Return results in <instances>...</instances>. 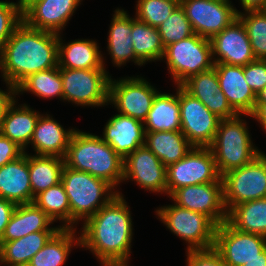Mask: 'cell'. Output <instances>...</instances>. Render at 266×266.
I'll return each instance as SVG.
<instances>
[{"instance_id": "6da1fadb", "label": "cell", "mask_w": 266, "mask_h": 266, "mask_svg": "<svg viewBox=\"0 0 266 266\" xmlns=\"http://www.w3.org/2000/svg\"><path fill=\"white\" fill-rule=\"evenodd\" d=\"M120 191L83 223L81 248L91 251L101 264H128L133 225L130 206Z\"/></svg>"}, {"instance_id": "7a4b0ae2", "label": "cell", "mask_w": 266, "mask_h": 266, "mask_svg": "<svg viewBox=\"0 0 266 266\" xmlns=\"http://www.w3.org/2000/svg\"><path fill=\"white\" fill-rule=\"evenodd\" d=\"M58 36L22 21L0 51L5 84L17 87L29 75L58 66Z\"/></svg>"}, {"instance_id": "3957f363", "label": "cell", "mask_w": 266, "mask_h": 266, "mask_svg": "<svg viewBox=\"0 0 266 266\" xmlns=\"http://www.w3.org/2000/svg\"><path fill=\"white\" fill-rule=\"evenodd\" d=\"M64 162L71 169L105 180L115 189L123 182L124 159L100 136L76 130Z\"/></svg>"}, {"instance_id": "277c9868", "label": "cell", "mask_w": 266, "mask_h": 266, "mask_svg": "<svg viewBox=\"0 0 266 266\" xmlns=\"http://www.w3.org/2000/svg\"><path fill=\"white\" fill-rule=\"evenodd\" d=\"M61 183L69 199L71 228L81 220L84 223L118 194L105 180L66 165L62 170Z\"/></svg>"}, {"instance_id": "5b68a950", "label": "cell", "mask_w": 266, "mask_h": 266, "mask_svg": "<svg viewBox=\"0 0 266 266\" xmlns=\"http://www.w3.org/2000/svg\"><path fill=\"white\" fill-rule=\"evenodd\" d=\"M243 114L220 119L214 140L209 148L215 158L220 176L252 162L262 153L254 147Z\"/></svg>"}, {"instance_id": "8992f818", "label": "cell", "mask_w": 266, "mask_h": 266, "mask_svg": "<svg viewBox=\"0 0 266 266\" xmlns=\"http://www.w3.org/2000/svg\"><path fill=\"white\" fill-rule=\"evenodd\" d=\"M165 59L173 82L181 85L189 77L214 67L210 39L194 34L165 47Z\"/></svg>"}, {"instance_id": "52a82bcc", "label": "cell", "mask_w": 266, "mask_h": 266, "mask_svg": "<svg viewBox=\"0 0 266 266\" xmlns=\"http://www.w3.org/2000/svg\"><path fill=\"white\" fill-rule=\"evenodd\" d=\"M155 213L172 233L188 242L187 250L214 247L217 225L206 215L175 203L160 207Z\"/></svg>"}, {"instance_id": "ba28073f", "label": "cell", "mask_w": 266, "mask_h": 266, "mask_svg": "<svg viewBox=\"0 0 266 266\" xmlns=\"http://www.w3.org/2000/svg\"><path fill=\"white\" fill-rule=\"evenodd\" d=\"M63 101L78 106L98 107L109 105V81L111 76L105 68L65 69L60 68Z\"/></svg>"}, {"instance_id": "9c48e42d", "label": "cell", "mask_w": 266, "mask_h": 266, "mask_svg": "<svg viewBox=\"0 0 266 266\" xmlns=\"http://www.w3.org/2000/svg\"><path fill=\"white\" fill-rule=\"evenodd\" d=\"M221 178L227 212L235 205L266 198V154L262 152L249 164L233 169Z\"/></svg>"}, {"instance_id": "30bf717a", "label": "cell", "mask_w": 266, "mask_h": 266, "mask_svg": "<svg viewBox=\"0 0 266 266\" xmlns=\"http://www.w3.org/2000/svg\"><path fill=\"white\" fill-rule=\"evenodd\" d=\"M166 176L168 197L179 188L217 182L221 178L209 147H193L184 158L167 167Z\"/></svg>"}, {"instance_id": "8fae6325", "label": "cell", "mask_w": 266, "mask_h": 266, "mask_svg": "<svg viewBox=\"0 0 266 266\" xmlns=\"http://www.w3.org/2000/svg\"><path fill=\"white\" fill-rule=\"evenodd\" d=\"M159 91L143 77H125L109 81L108 103L118 113L144 121Z\"/></svg>"}, {"instance_id": "7c38bea8", "label": "cell", "mask_w": 266, "mask_h": 266, "mask_svg": "<svg viewBox=\"0 0 266 266\" xmlns=\"http://www.w3.org/2000/svg\"><path fill=\"white\" fill-rule=\"evenodd\" d=\"M214 248L227 266H243L254 258H266V237L238 231L225 221L216 227Z\"/></svg>"}, {"instance_id": "4fadbf2b", "label": "cell", "mask_w": 266, "mask_h": 266, "mask_svg": "<svg viewBox=\"0 0 266 266\" xmlns=\"http://www.w3.org/2000/svg\"><path fill=\"white\" fill-rule=\"evenodd\" d=\"M180 5L194 33L207 39L228 27L240 12L230 0H181Z\"/></svg>"}, {"instance_id": "5bb4252c", "label": "cell", "mask_w": 266, "mask_h": 266, "mask_svg": "<svg viewBox=\"0 0 266 266\" xmlns=\"http://www.w3.org/2000/svg\"><path fill=\"white\" fill-rule=\"evenodd\" d=\"M181 132L194 147H209L220 118L179 85Z\"/></svg>"}, {"instance_id": "9a60e30c", "label": "cell", "mask_w": 266, "mask_h": 266, "mask_svg": "<svg viewBox=\"0 0 266 266\" xmlns=\"http://www.w3.org/2000/svg\"><path fill=\"white\" fill-rule=\"evenodd\" d=\"M180 207L209 217L217 226L227 221L223 201V181L185 186L177 189L170 199Z\"/></svg>"}, {"instance_id": "2e32d148", "label": "cell", "mask_w": 266, "mask_h": 266, "mask_svg": "<svg viewBox=\"0 0 266 266\" xmlns=\"http://www.w3.org/2000/svg\"><path fill=\"white\" fill-rule=\"evenodd\" d=\"M166 169L160 159L142 145L124 159L123 180L132 179L147 191L167 194Z\"/></svg>"}, {"instance_id": "e0dca14e", "label": "cell", "mask_w": 266, "mask_h": 266, "mask_svg": "<svg viewBox=\"0 0 266 266\" xmlns=\"http://www.w3.org/2000/svg\"><path fill=\"white\" fill-rule=\"evenodd\" d=\"M210 43L215 64L245 66L256 59L246 29L238 17L213 36Z\"/></svg>"}, {"instance_id": "ac0fdd59", "label": "cell", "mask_w": 266, "mask_h": 266, "mask_svg": "<svg viewBox=\"0 0 266 266\" xmlns=\"http://www.w3.org/2000/svg\"><path fill=\"white\" fill-rule=\"evenodd\" d=\"M82 0H38L23 14L31 28L61 34Z\"/></svg>"}, {"instance_id": "d6986e66", "label": "cell", "mask_w": 266, "mask_h": 266, "mask_svg": "<svg viewBox=\"0 0 266 266\" xmlns=\"http://www.w3.org/2000/svg\"><path fill=\"white\" fill-rule=\"evenodd\" d=\"M220 83V90L224 93L230 106L244 116H251L254 112L256 95L247 84L243 66L214 64Z\"/></svg>"}, {"instance_id": "ffe728a7", "label": "cell", "mask_w": 266, "mask_h": 266, "mask_svg": "<svg viewBox=\"0 0 266 266\" xmlns=\"http://www.w3.org/2000/svg\"><path fill=\"white\" fill-rule=\"evenodd\" d=\"M103 140L125 159L138 147L145 145L143 121L123 114L112 116L103 130Z\"/></svg>"}, {"instance_id": "44dd1931", "label": "cell", "mask_w": 266, "mask_h": 266, "mask_svg": "<svg viewBox=\"0 0 266 266\" xmlns=\"http://www.w3.org/2000/svg\"><path fill=\"white\" fill-rule=\"evenodd\" d=\"M0 198L16 205L32 203L29 177V154L0 167Z\"/></svg>"}, {"instance_id": "7402d4cb", "label": "cell", "mask_w": 266, "mask_h": 266, "mask_svg": "<svg viewBox=\"0 0 266 266\" xmlns=\"http://www.w3.org/2000/svg\"><path fill=\"white\" fill-rule=\"evenodd\" d=\"M75 131V129L65 130L53 117L41 114L30 144L33 145L35 155L65 158Z\"/></svg>"}, {"instance_id": "603a6c76", "label": "cell", "mask_w": 266, "mask_h": 266, "mask_svg": "<svg viewBox=\"0 0 266 266\" xmlns=\"http://www.w3.org/2000/svg\"><path fill=\"white\" fill-rule=\"evenodd\" d=\"M114 13L107 39V51L112 57V63L120 67L132 60L138 66H142L144 63L135 55L132 46V17L124 9L117 8Z\"/></svg>"}, {"instance_id": "cb8c5ba5", "label": "cell", "mask_w": 266, "mask_h": 266, "mask_svg": "<svg viewBox=\"0 0 266 266\" xmlns=\"http://www.w3.org/2000/svg\"><path fill=\"white\" fill-rule=\"evenodd\" d=\"M58 36V67L65 69L105 68L104 58L94 40L78 39L64 44Z\"/></svg>"}, {"instance_id": "d4e9b609", "label": "cell", "mask_w": 266, "mask_h": 266, "mask_svg": "<svg viewBox=\"0 0 266 266\" xmlns=\"http://www.w3.org/2000/svg\"><path fill=\"white\" fill-rule=\"evenodd\" d=\"M16 106V101L7 108L0 125V134L16 142L26 152L41 114L28 105Z\"/></svg>"}, {"instance_id": "484cf974", "label": "cell", "mask_w": 266, "mask_h": 266, "mask_svg": "<svg viewBox=\"0 0 266 266\" xmlns=\"http://www.w3.org/2000/svg\"><path fill=\"white\" fill-rule=\"evenodd\" d=\"M176 90V95L160 92L156 94L143 121L145 132L181 131L179 85Z\"/></svg>"}, {"instance_id": "4316f807", "label": "cell", "mask_w": 266, "mask_h": 266, "mask_svg": "<svg viewBox=\"0 0 266 266\" xmlns=\"http://www.w3.org/2000/svg\"><path fill=\"white\" fill-rule=\"evenodd\" d=\"M57 231L30 233L17 240L0 242V265L28 266L32 257Z\"/></svg>"}, {"instance_id": "83f0119b", "label": "cell", "mask_w": 266, "mask_h": 266, "mask_svg": "<svg viewBox=\"0 0 266 266\" xmlns=\"http://www.w3.org/2000/svg\"><path fill=\"white\" fill-rule=\"evenodd\" d=\"M145 145L168 167L194 147L181 131L145 132Z\"/></svg>"}, {"instance_id": "f1b7e54d", "label": "cell", "mask_w": 266, "mask_h": 266, "mask_svg": "<svg viewBox=\"0 0 266 266\" xmlns=\"http://www.w3.org/2000/svg\"><path fill=\"white\" fill-rule=\"evenodd\" d=\"M76 228H60L31 259L28 266H62L72 247L81 246Z\"/></svg>"}, {"instance_id": "f546056e", "label": "cell", "mask_w": 266, "mask_h": 266, "mask_svg": "<svg viewBox=\"0 0 266 266\" xmlns=\"http://www.w3.org/2000/svg\"><path fill=\"white\" fill-rule=\"evenodd\" d=\"M227 222L238 231L266 237V198L233 206L227 212Z\"/></svg>"}, {"instance_id": "4dcf8cb0", "label": "cell", "mask_w": 266, "mask_h": 266, "mask_svg": "<svg viewBox=\"0 0 266 266\" xmlns=\"http://www.w3.org/2000/svg\"><path fill=\"white\" fill-rule=\"evenodd\" d=\"M64 158L57 156L29 155V177L32 202L41 192L61 182Z\"/></svg>"}, {"instance_id": "1f68e13d", "label": "cell", "mask_w": 266, "mask_h": 266, "mask_svg": "<svg viewBox=\"0 0 266 266\" xmlns=\"http://www.w3.org/2000/svg\"><path fill=\"white\" fill-rule=\"evenodd\" d=\"M131 38L135 55L144 64L162 60L165 47L157 28L138 20L136 17L132 18Z\"/></svg>"}, {"instance_id": "d6a6232c", "label": "cell", "mask_w": 266, "mask_h": 266, "mask_svg": "<svg viewBox=\"0 0 266 266\" xmlns=\"http://www.w3.org/2000/svg\"><path fill=\"white\" fill-rule=\"evenodd\" d=\"M23 92H31L43 99L59 97L63 100L60 68L57 66L29 75L16 87L17 95Z\"/></svg>"}, {"instance_id": "836d02e7", "label": "cell", "mask_w": 266, "mask_h": 266, "mask_svg": "<svg viewBox=\"0 0 266 266\" xmlns=\"http://www.w3.org/2000/svg\"><path fill=\"white\" fill-rule=\"evenodd\" d=\"M33 202L54 222L62 221L61 228H71L69 199L61 182L39 193Z\"/></svg>"}, {"instance_id": "e575fe53", "label": "cell", "mask_w": 266, "mask_h": 266, "mask_svg": "<svg viewBox=\"0 0 266 266\" xmlns=\"http://www.w3.org/2000/svg\"><path fill=\"white\" fill-rule=\"evenodd\" d=\"M237 17L246 29L254 57L266 60V12L250 10L239 12Z\"/></svg>"}, {"instance_id": "d590c367", "label": "cell", "mask_w": 266, "mask_h": 266, "mask_svg": "<svg viewBox=\"0 0 266 266\" xmlns=\"http://www.w3.org/2000/svg\"><path fill=\"white\" fill-rule=\"evenodd\" d=\"M181 86L196 97L211 111V99L220 90V83L213 67L210 70L192 75Z\"/></svg>"}, {"instance_id": "8d00e7d4", "label": "cell", "mask_w": 266, "mask_h": 266, "mask_svg": "<svg viewBox=\"0 0 266 266\" xmlns=\"http://www.w3.org/2000/svg\"><path fill=\"white\" fill-rule=\"evenodd\" d=\"M157 29L164 47L195 34L191 23L180 4L173 10L171 15L157 27Z\"/></svg>"}, {"instance_id": "74e56055", "label": "cell", "mask_w": 266, "mask_h": 266, "mask_svg": "<svg viewBox=\"0 0 266 266\" xmlns=\"http://www.w3.org/2000/svg\"><path fill=\"white\" fill-rule=\"evenodd\" d=\"M179 4L177 0H137L135 17L157 28Z\"/></svg>"}, {"instance_id": "f35d334b", "label": "cell", "mask_w": 266, "mask_h": 266, "mask_svg": "<svg viewBox=\"0 0 266 266\" xmlns=\"http://www.w3.org/2000/svg\"><path fill=\"white\" fill-rule=\"evenodd\" d=\"M22 21V12L16 2L0 1V51Z\"/></svg>"}, {"instance_id": "ab89813d", "label": "cell", "mask_w": 266, "mask_h": 266, "mask_svg": "<svg viewBox=\"0 0 266 266\" xmlns=\"http://www.w3.org/2000/svg\"><path fill=\"white\" fill-rule=\"evenodd\" d=\"M53 220L34 202L24 204L25 236L41 231H58L59 227H50Z\"/></svg>"}, {"instance_id": "60d3db41", "label": "cell", "mask_w": 266, "mask_h": 266, "mask_svg": "<svg viewBox=\"0 0 266 266\" xmlns=\"http://www.w3.org/2000/svg\"><path fill=\"white\" fill-rule=\"evenodd\" d=\"M247 84L257 95L266 86V60L255 59L243 66Z\"/></svg>"}, {"instance_id": "b9f144b4", "label": "cell", "mask_w": 266, "mask_h": 266, "mask_svg": "<svg viewBox=\"0 0 266 266\" xmlns=\"http://www.w3.org/2000/svg\"><path fill=\"white\" fill-rule=\"evenodd\" d=\"M187 266H227L214 248L187 250Z\"/></svg>"}, {"instance_id": "7bdbcfd3", "label": "cell", "mask_w": 266, "mask_h": 266, "mask_svg": "<svg viewBox=\"0 0 266 266\" xmlns=\"http://www.w3.org/2000/svg\"><path fill=\"white\" fill-rule=\"evenodd\" d=\"M25 236L24 204L17 205L8 222L0 242L17 240Z\"/></svg>"}, {"instance_id": "ee69618b", "label": "cell", "mask_w": 266, "mask_h": 266, "mask_svg": "<svg viewBox=\"0 0 266 266\" xmlns=\"http://www.w3.org/2000/svg\"><path fill=\"white\" fill-rule=\"evenodd\" d=\"M23 154V148L0 134V167L18 159Z\"/></svg>"}, {"instance_id": "f6af8a7d", "label": "cell", "mask_w": 266, "mask_h": 266, "mask_svg": "<svg viewBox=\"0 0 266 266\" xmlns=\"http://www.w3.org/2000/svg\"><path fill=\"white\" fill-rule=\"evenodd\" d=\"M211 112L220 119H229L238 115L230 106L222 90L217 91L211 99Z\"/></svg>"}, {"instance_id": "bcb514c9", "label": "cell", "mask_w": 266, "mask_h": 266, "mask_svg": "<svg viewBox=\"0 0 266 266\" xmlns=\"http://www.w3.org/2000/svg\"><path fill=\"white\" fill-rule=\"evenodd\" d=\"M16 206L13 202L0 198V240Z\"/></svg>"}, {"instance_id": "7dc6e473", "label": "cell", "mask_w": 266, "mask_h": 266, "mask_svg": "<svg viewBox=\"0 0 266 266\" xmlns=\"http://www.w3.org/2000/svg\"><path fill=\"white\" fill-rule=\"evenodd\" d=\"M7 91H3L0 89V125L5 117V113L7 108L16 100V88L7 84Z\"/></svg>"}, {"instance_id": "c3c4849f", "label": "cell", "mask_w": 266, "mask_h": 266, "mask_svg": "<svg viewBox=\"0 0 266 266\" xmlns=\"http://www.w3.org/2000/svg\"><path fill=\"white\" fill-rule=\"evenodd\" d=\"M251 117L262 124L263 129L266 131V103H255L254 112L251 114Z\"/></svg>"}, {"instance_id": "681fc988", "label": "cell", "mask_w": 266, "mask_h": 266, "mask_svg": "<svg viewBox=\"0 0 266 266\" xmlns=\"http://www.w3.org/2000/svg\"><path fill=\"white\" fill-rule=\"evenodd\" d=\"M244 11L263 10L266 0H240Z\"/></svg>"}, {"instance_id": "f907efd6", "label": "cell", "mask_w": 266, "mask_h": 266, "mask_svg": "<svg viewBox=\"0 0 266 266\" xmlns=\"http://www.w3.org/2000/svg\"><path fill=\"white\" fill-rule=\"evenodd\" d=\"M36 1L38 0H18L17 4L23 14Z\"/></svg>"}, {"instance_id": "816d5d0a", "label": "cell", "mask_w": 266, "mask_h": 266, "mask_svg": "<svg viewBox=\"0 0 266 266\" xmlns=\"http://www.w3.org/2000/svg\"><path fill=\"white\" fill-rule=\"evenodd\" d=\"M243 266H266V258H254Z\"/></svg>"}, {"instance_id": "f5cc1de1", "label": "cell", "mask_w": 266, "mask_h": 266, "mask_svg": "<svg viewBox=\"0 0 266 266\" xmlns=\"http://www.w3.org/2000/svg\"><path fill=\"white\" fill-rule=\"evenodd\" d=\"M256 103H266V86L256 95Z\"/></svg>"}, {"instance_id": "db71d44e", "label": "cell", "mask_w": 266, "mask_h": 266, "mask_svg": "<svg viewBox=\"0 0 266 266\" xmlns=\"http://www.w3.org/2000/svg\"><path fill=\"white\" fill-rule=\"evenodd\" d=\"M102 266H129L128 264H102Z\"/></svg>"}]
</instances>
